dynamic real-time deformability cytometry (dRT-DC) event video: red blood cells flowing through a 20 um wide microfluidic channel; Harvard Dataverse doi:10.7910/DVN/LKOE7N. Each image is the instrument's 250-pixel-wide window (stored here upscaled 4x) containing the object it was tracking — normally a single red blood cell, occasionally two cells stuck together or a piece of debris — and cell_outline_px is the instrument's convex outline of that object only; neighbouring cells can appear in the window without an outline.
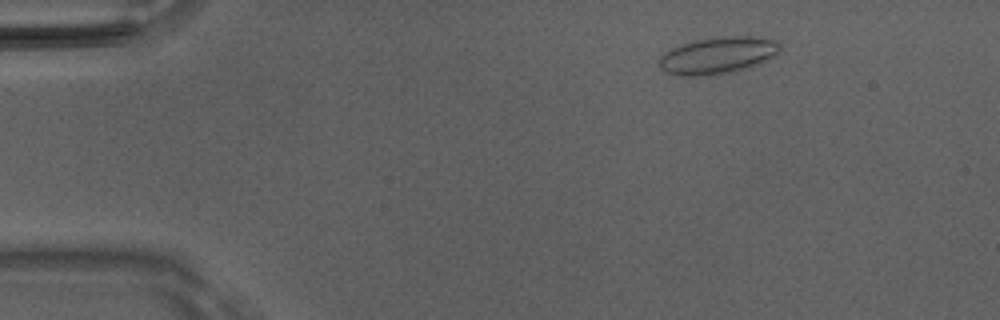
{"species": "Egyptian fruit bat (a non-hibernating species)", "species_latin": "Rousettus aegyptiacus", "temperature_condition": "room temperature", "stored_images_in_passage": 49, "camera_frame_rate_fps": 3000, "um_per_image_px": 0.085, "animal": {"sex": "male"}, "frame": {"image": 1, "passage_image": 6, "time_ms": 1.667, "image_size_px": [1000, 320], "cell_outline_px": [[780, 48], [776, 56], [752, 68], [732, 72], [708, 76], [676, 76], [664, 72], [660, 68], [660, 56], [664, 52], [680, 44], [696, 40], [720, 36], [752, 36], [776, 40], [780, 44]], "centroid_in_image_um": [61.03, 4.73], "position_along_channel_um": 24.0, "area_um2": 26.53}}
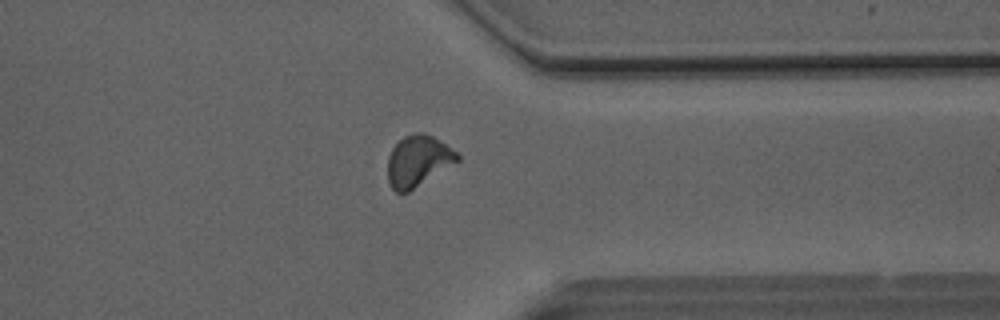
{"frame": {"image": 2, "passage_image": 38, "time_ms": 12.333, "image_size_px": [1000, 320], "cell_outline_px": [[460, 160], [408, 192], [396, 192], [388, 184], [388, 156], [392, 148], [404, 136], [416, 132], [424, 132], [432, 136], [456, 152], [460, 156]], "centroid_in_image_um": [35.51, 13.68], "position_along_channel_um": 375.9, "area_um2": 20.52}}
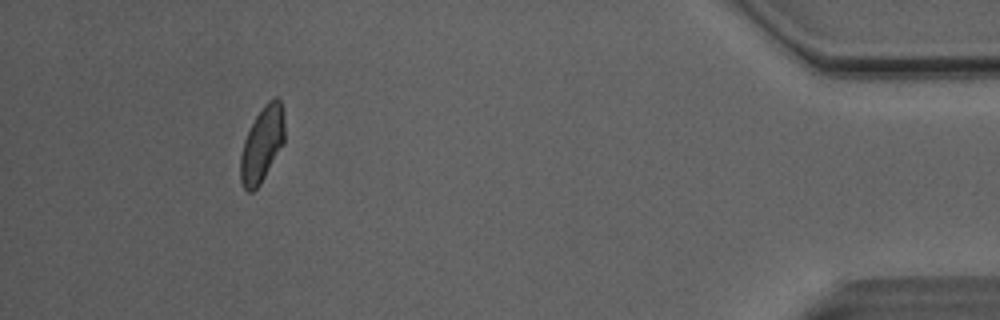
{"frame": {"image": 3, "passage_image": 45, "time_ms": 14.667, "image_size_px": [1000, 320], "cell_outline_px": [[284, 144], [260, 184], [252, 192], [248, 192], [244, 188], [240, 180], [240, 156], [244, 140], [256, 116], [264, 104], [268, 100], [276, 96], [280, 100], [284, 112]], "centroid_in_image_um": [22.29, 12.26], "position_along_channel_um": 412.9, "area_um2": 19.42}, "authors_computed_cell_mechanics": {"area_um2": 20.2878, "velocity_mm_per_s": 4.1031, "shape_relaxation_time_tau1_ms": 4.8728, "shape_relaxation_time_tau2_ms": 0.9853, "deformation_change_tau1": 0.1123, "deformation_change_tau2": 0.0724}}